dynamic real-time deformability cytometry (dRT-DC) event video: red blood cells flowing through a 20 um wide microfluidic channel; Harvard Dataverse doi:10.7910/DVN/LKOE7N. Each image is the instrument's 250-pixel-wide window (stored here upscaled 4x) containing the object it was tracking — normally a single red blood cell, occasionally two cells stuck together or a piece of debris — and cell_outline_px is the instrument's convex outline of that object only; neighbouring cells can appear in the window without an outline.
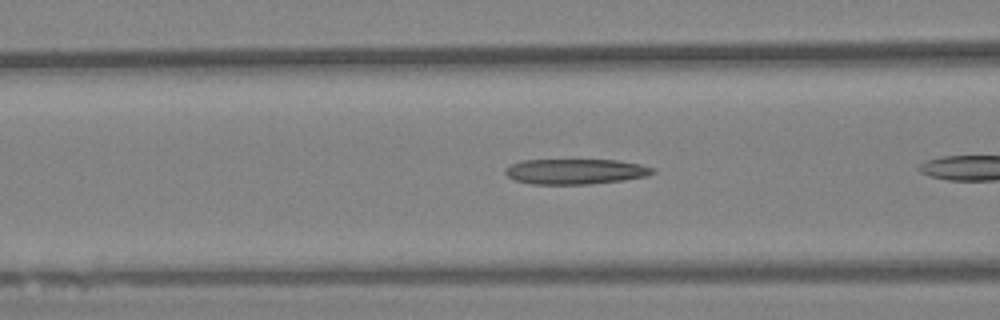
{"species": "Egyptian fruit bat (a non-hibernating species)", "species_latin": "Rousettus aegyptiacus", "temperature_condition": "warm", "stored_images_in_passage": 18, "camera_frame_rate_fps": 3000, "um_per_image_px": 0.085, "animal": {"sex": "female"}, "frame": {"image": 1, "passage_image": 6, "time_ms": 1.667, "image_size_px": [1000, 320], "cell_outline_px": [[656, 172], [648, 176], [624, 180], [588, 184], [532, 184], [516, 180], [508, 176], [504, 172], [504, 168], [512, 164], [524, 160], [616, 160], [640, 164], [656, 168]], "centroid_in_image_um": [48.95, 14.57], "position_along_channel_um": 117.6, "area_um2": 21.79}}
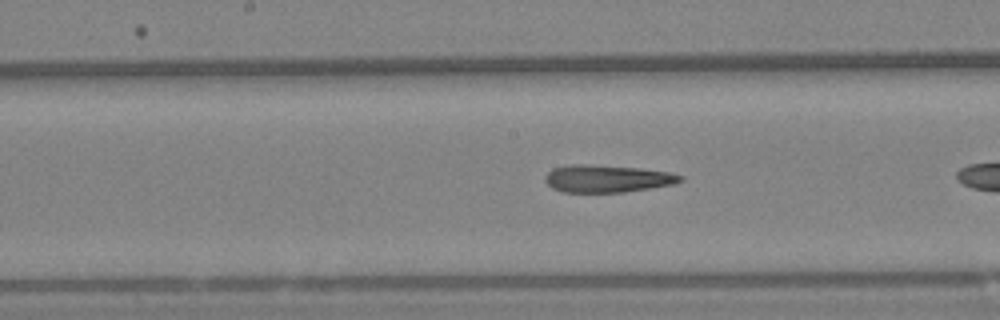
{"frame": {"image": 2, "passage_image": 13, "time_ms": 4.0, "image_size_px": [1000, 320], "cell_outline_px": [[684, 180], [672, 184], [624, 192], [564, 192], [552, 188], [544, 180], [544, 176], [552, 168], [572, 164], [584, 164], [640, 168], [672, 172], [684, 176]], "centroid_in_image_um": [51.6, 15.17], "position_along_channel_um": 196.6, "area_um2": 21.62}}